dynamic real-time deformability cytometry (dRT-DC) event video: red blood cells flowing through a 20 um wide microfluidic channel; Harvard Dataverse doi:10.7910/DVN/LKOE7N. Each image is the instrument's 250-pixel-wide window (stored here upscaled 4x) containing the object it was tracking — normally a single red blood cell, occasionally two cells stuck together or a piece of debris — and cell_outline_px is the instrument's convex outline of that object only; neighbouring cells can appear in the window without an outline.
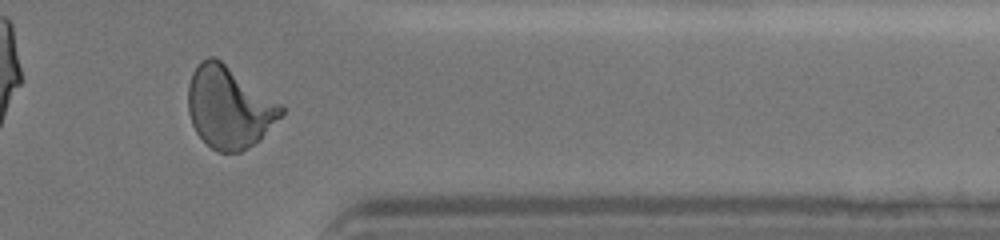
{"species": "human", "species_latin": "Homo sapiens", "temperature_condition": "cold", "stored_images_in_passage": 58, "camera_frame_rate_fps": 3000, "um_per_image_px": 0.085, "donor": {"sex": "female"}, "frame": {"image": 1, "passage_image": 50, "time_ms": 16.333, "image_size_px": [1000, 240], "cell_outline_px": [[284, 112], [260, 140], [248, 148], [240, 152], [216, 152], [196, 132], [192, 124], [188, 112], [188, 84], [192, 72], [196, 64], [200, 60], [208, 56], [212, 56], [220, 60], [280, 104], [284, 108]], "centroid_in_image_um": [19.43, 9.12], "position_along_channel_um": 392.0, "area_um2": 44.04}, "authors_computed_cell_mechanics": {"area_um2": 42.194, "velocity_mm_per_s": 3.6248, "shape_relaxation_time_tau1_ms": 4.6657, "shape_relaxation_time_tau2_ms": 0.8668, "deformation_change_tau1": 0.1793, "deformation_change_tau2": 0.0633}}